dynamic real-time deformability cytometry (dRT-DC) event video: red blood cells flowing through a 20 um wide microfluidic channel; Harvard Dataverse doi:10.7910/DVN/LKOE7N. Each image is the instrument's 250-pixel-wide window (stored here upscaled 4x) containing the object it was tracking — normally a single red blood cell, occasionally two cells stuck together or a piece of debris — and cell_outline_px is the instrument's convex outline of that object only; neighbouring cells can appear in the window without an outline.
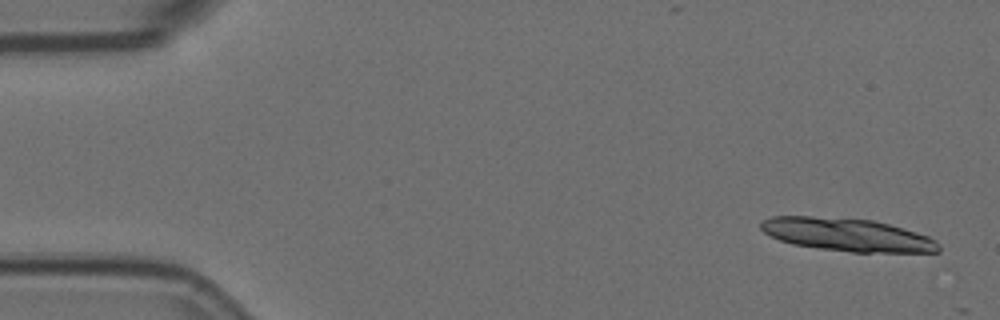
{"species": "Egyptian fruit bat (a non-hibernating species)", "species_latin": "Rousettus aegyptiacus", "temperature_condition": "room temperature", "stored_images_in_passage": 5, "camera_frame_rate_fps": 3000, "um_per_image_px": 0.085, "animal": {"sex": "female"}, "frame": {"image": 1, "passage_image": 1, "time_ms": 0.0, "image_size_px": [1000, 320], "cell_outline_px": [[940, 256], [936, 256], [852, 252], [820, 248], [792, 244], [780, 240], [764, 232], [760, 228], [760, 220], [772, 216], [812, 216], [872, 220], [888, 224], [928, 236], [936, 240], [940, 244]], "centroid_in_image_um": [72.19, 20.01], "position_along_channel_um": 12.8, "area_um2": 35.32}}